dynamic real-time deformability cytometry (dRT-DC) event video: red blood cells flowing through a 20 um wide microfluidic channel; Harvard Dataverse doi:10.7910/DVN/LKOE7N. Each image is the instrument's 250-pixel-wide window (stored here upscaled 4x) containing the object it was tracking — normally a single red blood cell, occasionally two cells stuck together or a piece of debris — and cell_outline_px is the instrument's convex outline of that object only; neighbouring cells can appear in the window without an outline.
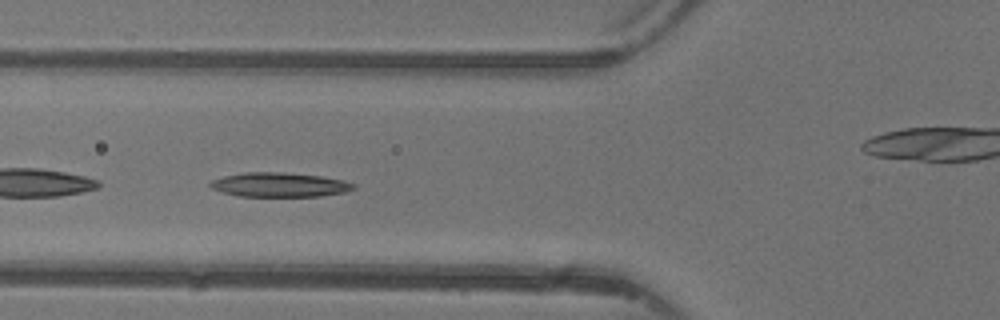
{"species": "common noctule bat (a hibernating species)", "species_latin": "Nyctalus noctula", "temperature_condition": "warm", "stored_images_in_passage": 40, "camera_frame_rate_fps": 3000, "um_per_image_px": 0.085, "animal": {"sex": "female"}, "frame": {"image": 1, "passage_image": 17, "time_ms": 5.333, "image_size_px": [1000, 320], "cell_outline_px": [[356, 188], [344, 192], [320, 196], [240, 196], [220, 192], [212, 188], [208, 184], [212, 180], [224, 176], [244, 172], [284, 172], [320, 176], [344, 180], [356, 184]], "centroid_in_image_um": [23.75, 15.7], "position_along_channel_um": 102.0, "area_um2": 20.35}}
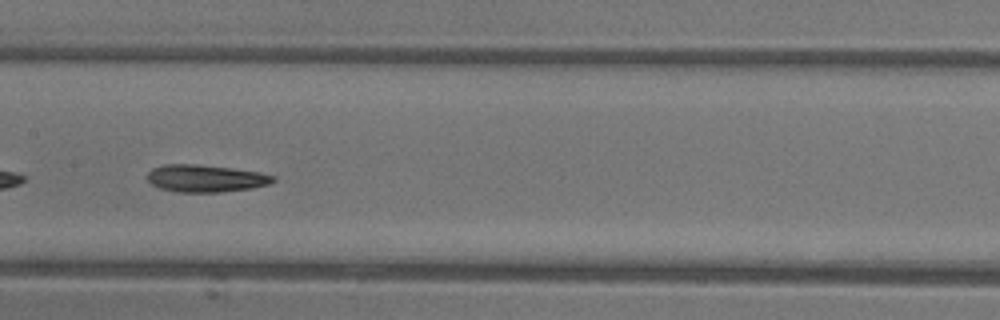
{"frame": {"image": 2, "passage_image": 23, "time_ms": 7.333, "image_size_px": [1000, 320], "cell_outline_px": [[276, 180], [268, 184], [252, 188], [220, 192], [176, 192], [160, 188], [152, 184], [148, 180], [148, 172], [152, 168], [164, 164], [196, 164], [232, 168], [260, 172], [276, 176]], "centroid_in_image_um": [17.49, 15.16], "position_along_channel_um": 189.9, "area_um2": 20.06}}
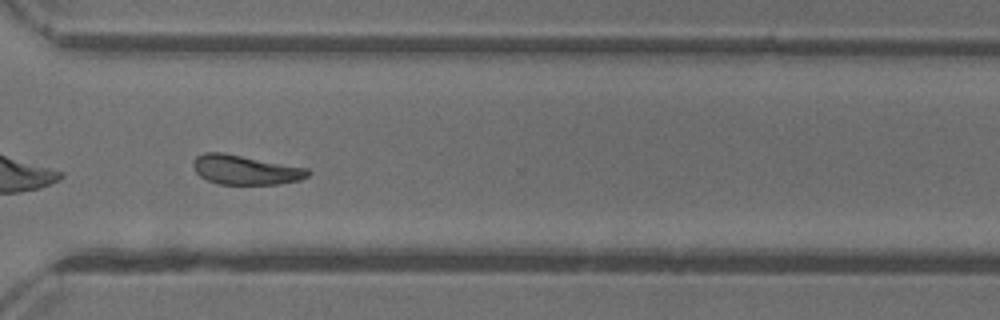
{"frame": {"image": 3, "passage_image": 34, "time_ms": 11.0, "image_size_px": [1000, 320], "cell_outline_px": [[312, 172], [308, 176], [300, 180], [280, 184], [216, 184], [200, 176], [196, 172], [192, 164], [192, 160], [196, 156], [204, 152], [224, 152], [308, 168]], "centroid_in_image_um": [20.85, 14.43], "position_along_channel_um": 349.7, "area_um2": 19.94}, "authors_computed_cell_mechanics": {"area_um2": 20.5768, "velocity_mm_per_s": 4.3684, "shape_relaxation_time_tau1_ms": 3.3995, "shape_relaxation_time_tau2_ms": 7.6202, "deformation_change_tau1": 0.1333, "deformation_change_tau2": 0.1624}}